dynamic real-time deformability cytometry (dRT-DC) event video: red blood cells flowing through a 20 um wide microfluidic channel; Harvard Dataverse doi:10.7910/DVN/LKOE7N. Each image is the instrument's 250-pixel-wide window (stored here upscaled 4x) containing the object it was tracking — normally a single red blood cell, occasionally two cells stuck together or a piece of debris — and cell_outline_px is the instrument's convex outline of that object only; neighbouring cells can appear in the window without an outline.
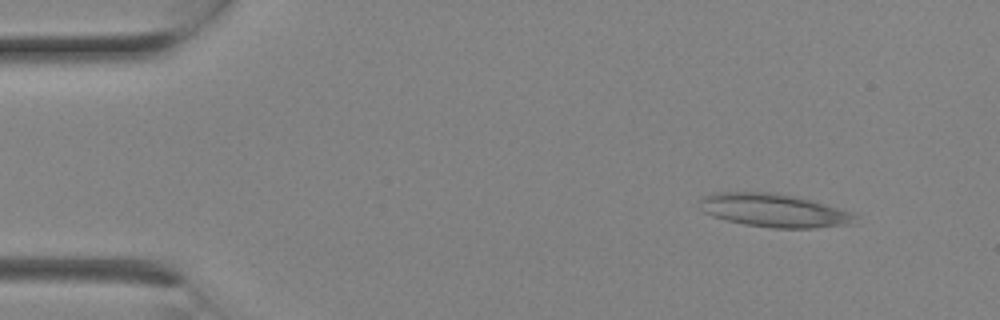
{"species": "Egyptian fruit bat (a non-hibernating species)", "species_latin": "Rousettus aegyptiacus", "temperature_condition": "room temperature", "stored_images_in_passage": 3, "camera_frame_rate_fps": 3000, "um_per_image_px": 0.085, "animal": {"sex": "female"}, "frame": {"image": 1, "passage_image": 3, "time_ms": 0.667, "image_size_px": [1000, 320], "cell_outline_px": [[860, 216], [852, 224], [812, 228], [772, 228], [744, 224], [712, 216], [704, 212], [700, 200], [700, 196], [712, 192], [776, 192], [800, 196], [852, 212]], "centroid_in_image_um": [65.83, 17.87], "position_along_channel_um": 19.2, "area_um2": 30.58}}